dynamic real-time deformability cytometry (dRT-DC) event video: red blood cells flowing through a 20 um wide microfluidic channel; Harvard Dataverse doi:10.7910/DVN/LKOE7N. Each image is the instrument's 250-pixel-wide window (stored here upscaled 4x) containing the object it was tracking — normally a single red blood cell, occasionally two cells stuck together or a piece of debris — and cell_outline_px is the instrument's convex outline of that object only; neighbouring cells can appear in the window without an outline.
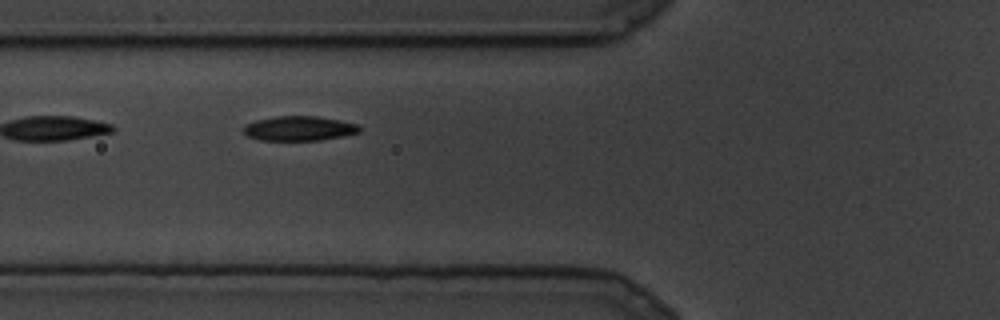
{"species": "common noctule bat (a hibernating species)", "species_latin": "Nyctalus noctula", "temperature_condition": "cold", "stored_images_in_passage": 19, "camera_frame_rate_fps": 3000, "um_per_image_px": 0.085, "animal": {"sex": "male", "body_mass_g": 19.5, "forearm_length_mm": 54.6}, "frame": {"image": 1, "passage_image": 3, "time_ms": 0.667, "image_size_px": [1000, 320], "cell_outline_px": [[364, 128], [360, 132], [344, 136], [320, 140], [260, 140], [248, 136], [244, 132], [244, 124], [256, 120], [276, 116], [316, 116], [340, 120], [360, 124]], "centroid_in_image_um": [25.49, 10.91], "position_along_channel_um": 100.3, "area_um2": 16.82}}
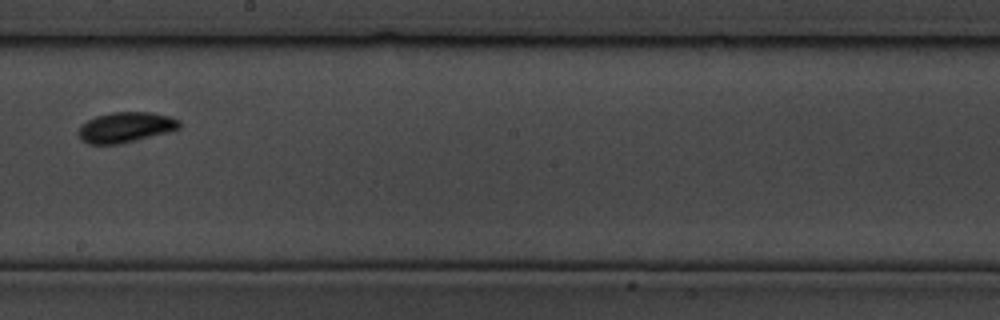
{"frame": {"image": 2, "passage_image": 8, "time_ms": 2.333, "image_size_px": [1000, 320], "cell_outline_px": [[180, 128], [136, 140], [116, 144], [88, 144], [80, 136], [80, 128], [88, 120], [96, 116], [112, 112], [152, 112], [168, 116], [180, 120]], "centroid_in_image_um": [10.71, 10.8], "position_along_channel_um": 237.5, "area_um2": 17.4}}
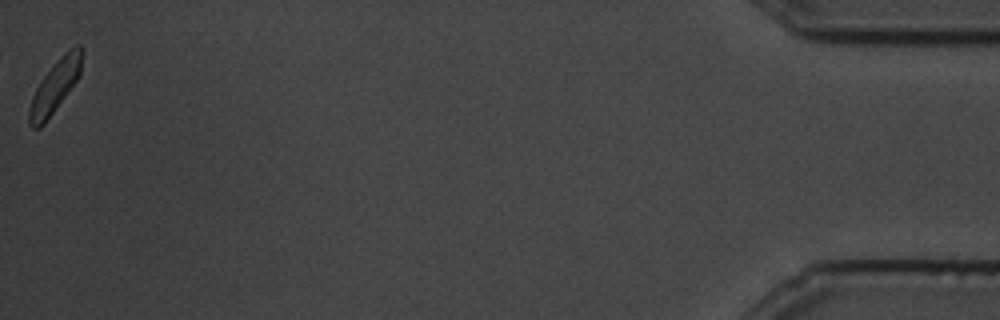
{"frame": {"image": 3, "passage_image": 19, "time_ms": 6.0, "image_size_px": [1000, 320], "cell_outline_px": [[80, 72], [76, 80], [44, 124], [40, 128], [32, 128], [28, 124], [28, 108], [32, 96], [36, 88], [44, 76], [64, 52], [76, 44], [80, 44]], "centroid_in_image_um": [4.61, 7.39], "position_along_channel_um": 430.6, "area_um2": 15.43}}